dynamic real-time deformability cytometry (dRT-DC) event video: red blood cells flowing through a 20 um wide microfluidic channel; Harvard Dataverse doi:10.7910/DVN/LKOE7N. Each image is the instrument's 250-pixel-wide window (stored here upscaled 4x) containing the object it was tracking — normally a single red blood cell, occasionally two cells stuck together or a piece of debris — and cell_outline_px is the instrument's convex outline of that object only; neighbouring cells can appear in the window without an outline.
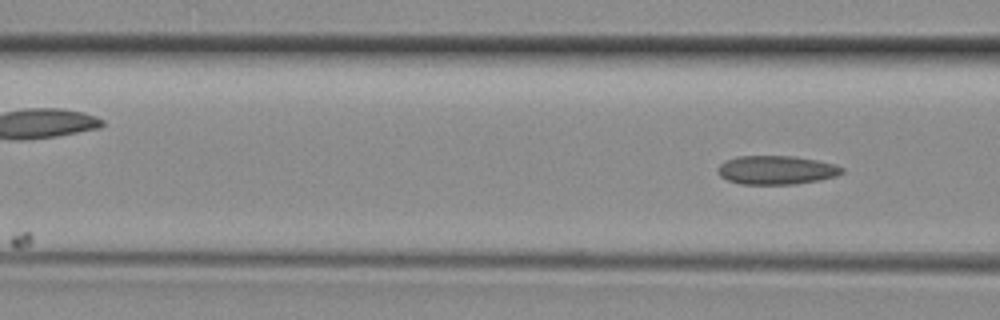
{"species": "common noctule bat (a hibernating species)", "species_latin": "Nyctalus noctula", "temperature_condition": "room temperature", "stored_images_in_passage": 4, "camera_frame_rate_fps": 3000, "um_per_image_px": 0.085, "animal": {"sex": "female", "body_mass_g": 29.2, "forearm_length_mm": 56.3}, "frame": {"image": 1, "passage_image": 4, "time_ms": 1.0, "image_size_px": [1000, 320], "cell_outline_px": [[844, 172], [836, 176], [820, 180], [796, 184], [740, 184], [728, 180], [720, 176], [716, 172], [716, 168], [720, 164], [736, 156], [796, 156], [836, 164], [844, 168]], "centroid_in_image_um": [66.0, 14.45], "position_along_channel_um": 100.6, "area_um2": 20.98}}